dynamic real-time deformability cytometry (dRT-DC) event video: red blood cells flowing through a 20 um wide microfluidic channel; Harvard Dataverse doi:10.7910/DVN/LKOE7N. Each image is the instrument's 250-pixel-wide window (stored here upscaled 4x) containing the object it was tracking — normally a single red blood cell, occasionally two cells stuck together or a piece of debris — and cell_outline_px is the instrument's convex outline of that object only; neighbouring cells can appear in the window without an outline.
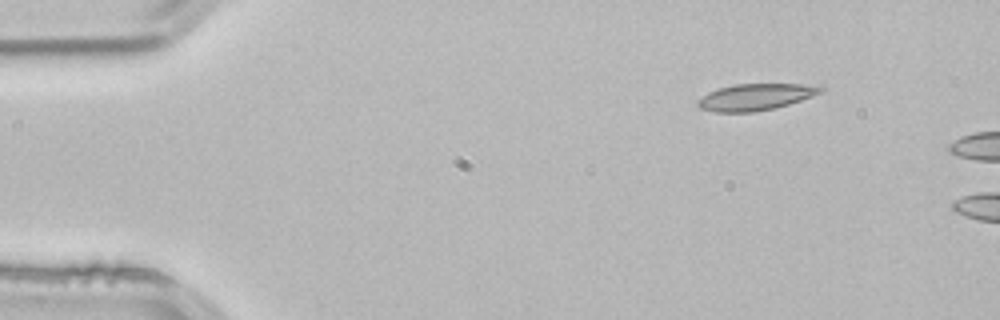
{"species": "common noctule bat (a hibernating species)", "species_latin": "Nyctalus noctula", "temperature_condition": "room temperature", "stored_images_in_passage": 2, "camera_frame_rate_fps": 3000, "um_per_image_px": 0.085, "animal": {"sex": "male", "body_mass_g": 21.5, "forearm_length_mm": 52.0}, "frame": {"image": 1, "passage_image": 1, "time_ms": 0.0, "image_size_px": [1000, 320], "cell_outline_px": [[824, 92], [776, 108], [752, 112], [712, 112], [700, 108], [696, 104], [696, 100], [708, 92], [720, 88], [736, 84], [820, 84], [824, 88]], "centroid_in_image_um": [64.24, 8.24], "position_along_channel_um": 20.8, "area_um2": 19.19}}